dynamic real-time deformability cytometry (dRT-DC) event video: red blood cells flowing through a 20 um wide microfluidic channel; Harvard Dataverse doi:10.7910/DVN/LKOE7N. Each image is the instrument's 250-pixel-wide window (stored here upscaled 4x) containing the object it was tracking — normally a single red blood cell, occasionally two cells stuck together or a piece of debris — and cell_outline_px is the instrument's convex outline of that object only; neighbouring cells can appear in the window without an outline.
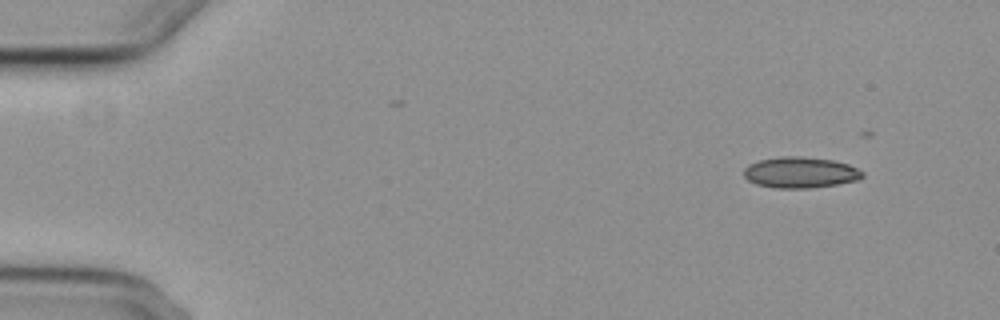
{"species": "common noctule bat (a hibernating species)", "species_latin": "Nyctalus noctula", "temperature_condition": "cold", "stored_images_in_passage": 6, "camera_frame_rate_fps": 3000, "um_per_image_px": 0.085, "animal": {"sex": "female", "body_mass_g": 29.2, "forearm_length_mm": 56.3}, "frame": {"image": 1, "passage_image": 1, "time_ms": 0.0, "image_size_px": [1000, 320], "cell_outline_px": [[864, 176], [856, 180], [836, 184], [808, 188], [776, 188], [756, 184], [748, 180], [744, 176], [744, 168], [748, 164], [760, 160], [780, 156], [800, 156], [832, 160], [848, 164], [864, 172]], "centroid_in_image_um": [68.0, 14.65], "position_along_channel_um": 17.0, "area_um2": 21.33}}
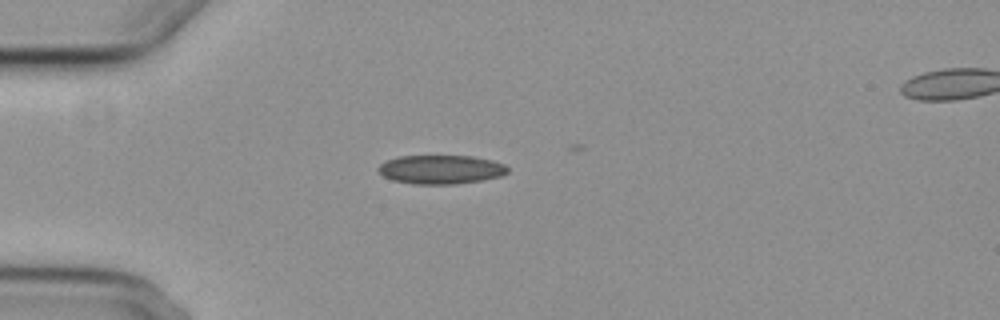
{"frame": {"image": 2, "passage_image": 4, "time_ms": 3.333, "image_size_px": [1000, 320], "cell_outline_px": [[508, 172], [500, 176], [484, 180], [452, 184], [412, 184], [392, 180], [384, 176], [376, 168], [380, 164], [388, 160], [400, 156], [472, 156], [492, 160], [504, 164], [508, 168]], "centroid_in_image_um": [37.48, 14.41], "position_along_channel_um": 47.5, "area_um2": 21.73}}
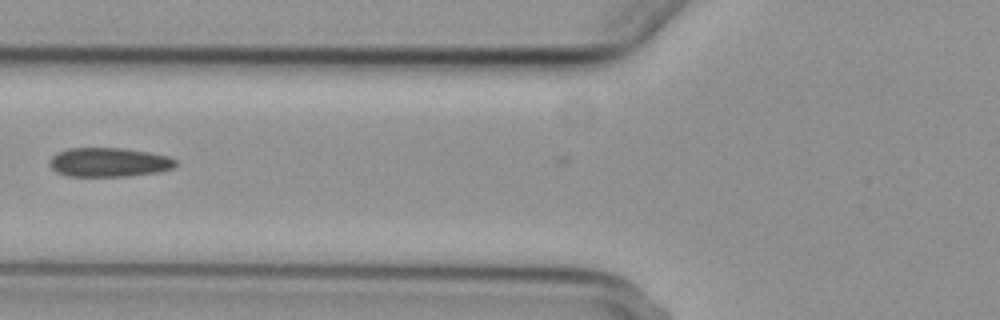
{"frame": {"image": 3, "passage_image": 6, "time_ms": 5.667, "image_size_px": [1000, 320], "cell_outline_px": [[176, 164], [172, 168], [160, 172], [128, 176], [68, 176], [56, 172], [48, 164], [52, 156], [56, 152], [68, 148], [120, 148], [148, 152], [168, 156], [176, 160]], "centroid_in_image_um": [9.23, 13.79], "position_along_channel_um": 116.6, "area_um2": 21.44}}